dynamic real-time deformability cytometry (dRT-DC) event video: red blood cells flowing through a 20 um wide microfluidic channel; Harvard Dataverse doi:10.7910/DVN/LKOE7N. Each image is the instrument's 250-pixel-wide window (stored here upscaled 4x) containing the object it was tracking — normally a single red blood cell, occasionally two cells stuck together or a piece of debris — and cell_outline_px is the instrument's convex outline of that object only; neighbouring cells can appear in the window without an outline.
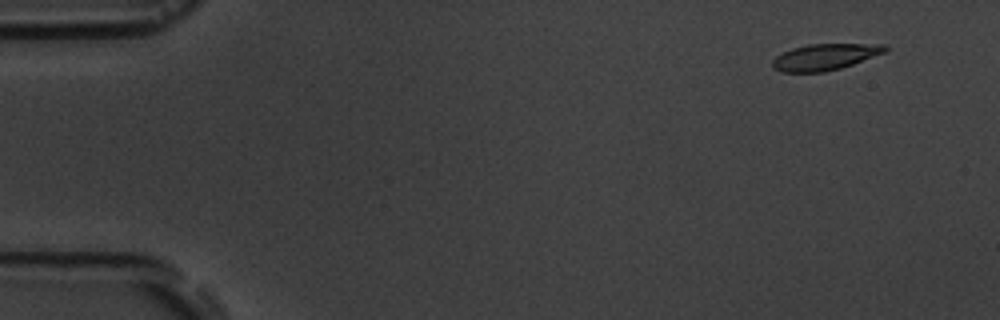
{"species": "common noctule bat (a hibernating species)", "species_latin": "Nyctalus noctula", "temperature_condition": "room temperature", "stored_images_in_passage": 16, "camera_frame_rate_fps": 3000, "um_per_image_px": 0.085, "animal": {"sex": "male", "body_mass_g": 19.5, "forearm_length_mm": 54.6}, "frame": {"image": 1, "passage_image": 1, "time_ms": 0.0, "image_size_px": [1000, 320], "cell_outline_px": [[888, 52], [840, 68], [824, 72], [780, 72], [772, 68], [772, 60], [776, 56], [792, 48], [808, 44], [888, 44]], "centroid_in_image_um": [70.14, 4.84], "position_along_channel_um": 14.9, "area_um2": 17.4}}
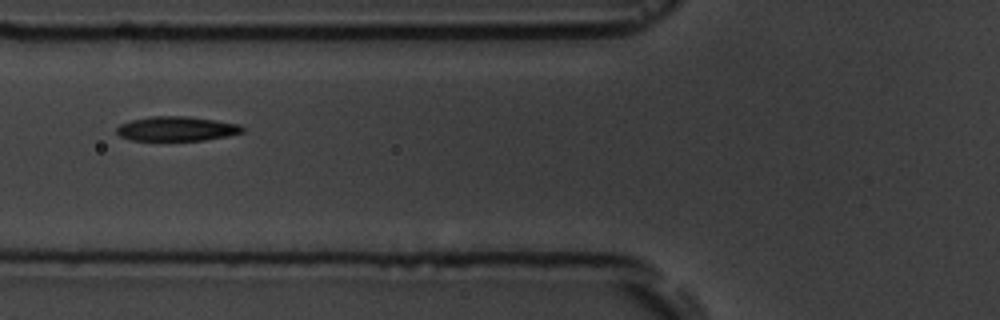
{"frame": {"image": 2, "passage_image": 6, "time_ms": 5.667, "image_size_px": [1000, 320], "cell_outline_px": [[244, 132], [228, 136], [204, 140], [132, 140], [120, 136], [116, 132], [116, 128], [120, 124], [132, 120], [152, 116], [188, 116], [216, 120], [240, 124], [244, 128]], "centroid_in_image_um": [15.04, 10.94], "position_along_channel_um": 110.8, "area_um2": 17.98}}
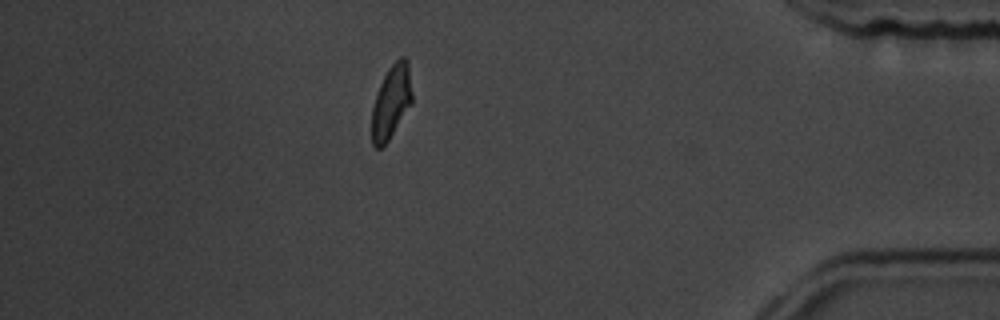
{"frame": {"image": 3, "passage_image": 14, "time_ms": 14.667, "image_size_px": [1000, 320], "cell_outline_px": [[412, 104], [388, 140], [380, 148], [376, 148], [372, 144], [372, 108], [380, 84], [388, 68], [400, 56], [404, 56], [408, 60], [412, 92]], "centroid_in_image_um": [33.27, 8.63], "position_along_channel_um": 401.9, "area_um2": 17.17}, "authors_computed_cell_mechanics": {"area_um2": 18.0047, "velocity_mm_per_s": 3.709, "shape_relaxation_time_tau1_ms": 5.091, "shape_relaxation_time_tau2_ms": 2.5499, "deformation_change_tau1": 0.16, "deformation_change_tau2": 0.0867}}